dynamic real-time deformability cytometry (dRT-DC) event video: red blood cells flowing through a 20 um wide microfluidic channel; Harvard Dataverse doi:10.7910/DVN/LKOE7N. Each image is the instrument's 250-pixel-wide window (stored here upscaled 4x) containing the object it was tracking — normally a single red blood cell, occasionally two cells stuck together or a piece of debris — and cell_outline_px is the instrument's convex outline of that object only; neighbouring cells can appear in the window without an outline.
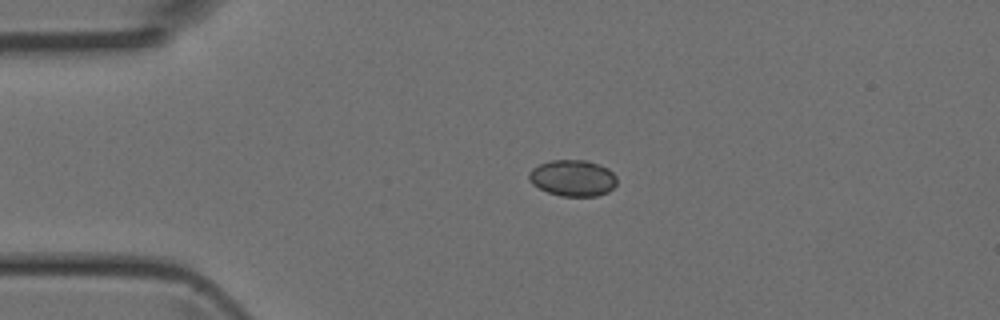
{"species": "Egyptian fruit bat (a non-hibernating species)", "species_latin": "Rousettus aegyptiacus", "temperature_condition": "room temperature", "stored_images_in_passage": 3, "camera_frame_rate_fps": 3000, "um_per_image_px": 0.085, "animal": {"sex": "female"}, "frame": {"image": 1, "passage_image": 2, "time_ms": 0.333, "image_size_px": [1000, 320], "cell_outline_px": [[616, 184], [608, 192], [596, 196], [560, 196], [548, 192], [532, 184], [528, 180], [528, 172], [532, 168], [540, 164], [552, 160], [588, 160], [608, 168], [616, 176]], "centroid_in_image_um": [48.67, 15.13], "position_along_channel_um": 36.3, "area_um2": 18.67}}